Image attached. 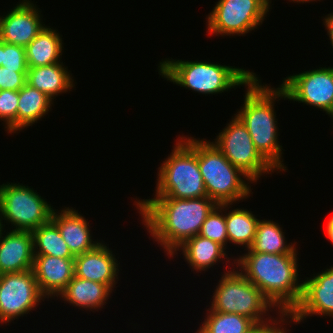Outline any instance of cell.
<instances>
[{"mask_svg": "<svg viewBox=\"0 0 333 333\" xmlns=\"http://www.w3.org/2000/svg\"><path fill=\"white\" fill-rule=\"evenodd\" d=\"M153 240L168 258L185 241L199 234L208 214L217 205L211 198L154 197L134 201Z\"/></svg>", "mask_w": 333, "mask_h": 333, "instance_id": "6da1fadb", "label": "cell"}, {"mask_svg": "<svg viewBox=\"0 0 333 333\" xmlns=\"http://www.w3.org/2000/svg\"><path fill=\"white\" fill-rule=\"evenodd\" d=\"M297 255L246 252L234 258L232 265L237 264L233 266L261 290L278 312L289 315L300 303L303 293Z\"/></svg>", "mask_w": 333, "mask_h": 333, "instance_id": "7a4b0ae2", "label": "cell"}, {"mask_svg": "<svg viewBox=\"0 0 333 333\" xmlns=\"http://www.w3.org/2000/svg\"><path fill=\"white\" fill-rule=\"evenodd\" d=\"M244 104L236 115L247 127L255 148L276 169L287 170L283 162L282 145L278 141V129L274 102L287 99L284 90L279 86L272 88L263 85L255 75L246 85Z\"/></svg>", "mask_w": 333, "mask_h": 333, "instance_id": "3957f363", "label": "cell"}, {"mask_svg": "<svg viewBox=\"0 0 333 333\" xmlns=\"http://www.w3.org/2000/svg\"><path fill=\"white\" fill-rule=\"evenodd\" d=\"M234 67V68H233ZM158 72L169 82L199 94H219L245 86L255 75L254 71L204 61L162 59Z\"/></svg>", "mask_w": 333, "mask_h": 333, "instance_id": "277c9868", "label": "cell"}, {"mask_svg": "<svg viewBox=\"0 0 333 333\" xmlns=\"http://www.w3.org/2000/svg\"><path fill=\"white\" fill-rule=\"evenodd\" d=\"M178 138L172 152L158 168L154 197H207L198 164V140L191 136Z\"/></svg>", "mask_w": 333, "mask_h": 333, "instance_id": "5b68a950", "label": "cell"}, {"mask_svg": "<svg viewBox=\"0 0 333 333\" xmlns=\"http://www.w3.org/2000/svg\"><path fill=\"white\" fill-rule=\"evenodd\" d=\"M198 164L207 197L216 204H234L252 194L251 186L248 184L253 182L210 140L198 139Z\"/></svg>", "mask_w": 333, "mask_h": 333, "instance_id": "8992f818", "label": "cell"}, {"mask_svg": "<svg viewBox=\"0 0 333 333\" xmlns=\"http://www.w3.org/2000/svg\"><path fill=\"white\" fill-rule=\"evenodd\" d=\"M234 270L235 268H231L230 271L228 270L221 275L209 308L216 312L247 316L257 325L272 321V316L269 317L268 313L275 311V307L256 285L245 278L237 269Z\"/></svg>", "mask_w": 333, "mask_h": 333, "instance_id": "52a82bcc", "label": "cell"}, {"mask_svg": "<svg viewBox=\"0 0 333 333\" xmlns=\"http://www.w3.org/2000/svg\"><path fill=\"white\" fill-rule=\"evenodd\" d=\"M54 209L37 190L17 183L0 185V220L11 223L12 230L33 231L49 222ZM8 221V222H7Z\"/></svg>", "mask_w": 333, "mask_h": 333, "instance_id": "ba28073f", "label": "cell"}, {"mask_svg": "<svg viewBox=\"0 0 333 333\" xmlns=\"http://www.w3.org/2000/svg\"><path fill=\"white\" fill-rule=\"evenodd\" d=\"M226 125L213 143L236 168L253 183L265 173L275 172L276 169L255 148L247 127L236 115Z\"/></svg>", "mask_w": 333, "mask_h": 333, "instance_id": "9c48e42d", "label": "cell"}, {"mask_svg": "<svg viewBox=\"0 0 333 333\" xmlns=\"http://www.w3.org/2000/svg\"><path fill=\"white\" fill-rule=\"evenodd\" d=\"M206 17L208 35H245L257 29L270 11L264 0H218Z\"/></svg>", "mask_w": 333, "mask_h": 333, "instance_id": "30bf717a", "label": "cell"}, {"mask_svg": "<svg viewBox=\"0 0 333 333\" xmlns=\"http://www.w3.org/2000/svg\"><path fill=\"white\" fill-rule=\"evenodd\" d=\"M45 299L33 270L0 275V323H11L28 314Z\"/></svg>", "mask_w": 333, "mask_h": 333, "instance_id": "8fae6325", "label": "cell"}, {"mask_svg": "<svg viewBox=\"0 0 333 333\" xmlns=\"http://www.w3.org/2000/svg\"><path fill=\"white\" fill-rule=\"evenodd\" d=\"M282 81L287 100L314 106L333 118V67L302 71Z\"/></svg>", "mask_w": 333, "mask_h": 333, "instance_id": "7c38bea8", "label": "cell"}, {"mask_svg": "<svg viewBox=\"0 0 333 333\" xmlns=\"http://www.w3.org/2000/svg\"><path fill=\"white\" fill-rule=\"evenodd\" d=\"M312 277L303 280L301 301L288 315L290 324L313 315L333 317V266Z\"/></svg>", "mask_w": 333, "mask_h": 333, "instance_id": "4fadbf2b", "label": "cell"}, {"mask_svg": "<svg viewBox=\"0 0 333 333\" xmlns=\"http://www.w3.org/2000/svg\"><path fill=\"white\" fill-rule=\"evenodd\" d=\"M38 9L31 0H20L6 15H0L1 40L26 47L46 26Z\"/></svg>", "mask_w": 333, "mask_h": 333, "instance_id": "5bb4252c", "label": "cell"}, {"mask_svg": "<svg viewBox=\"0 0 333 333\" xmlns=\"http://www.w3.org/2000/svg\"><path fill=\"white\" fill-rule=\"evenodd\" d=\"M118 260L102 241L94 249L74 258L75 276L107 285L114 291L119 275Z\"/></svg>", "mask_w": 333, "mask_h": 333, "instance_id": "9a60e30c", "label": "cell"}, {"mask_svg": "<svg viewBox=\"0 0 333 333\" xmlns=\"http://www.w3.org/2000/svg\"><path fill=\"white\" fill-rule=\"evenodd\" d=\"M0 231V275L32 270L34 245L32 231ZM4 235V236H3Z\"/></svg>", "mask_w": 333, "mask_h": 333, "instance_id": "2e32d148", "label": "cell"}, {"mask_svg": "<svg viewBox=\"0 0 333 333\" xmlns=\"http://www.w3.org/2000/svg\"><path fill=\"white\" fill-rule=\"evenodd\" d=\"M34 271L42 295L49 299L65 289L75 276L74 258H59L50 255H34Z\"/></svg>", "mask_w": 333, "mask_h": 333, "instance_id": "e0dca14e", "label": "cell"}, {"mask_svg": "<svg viewBox=\"0 0 333 333\" xmlns=\"http://www.w3.org/2000/svg\"><path fill=\"white\" fill-rule=\"evenodd\" d=\"M51 220L57 225L71 253L76 256L94 249L101 242L93 241L89 222L74 208L54 209Z\"/></svg>", "mask_w": 333, "mask_h": 333, "instance_id": "ac0fdd59", "label": "cell"}, {"mask_svg": "<svg viewBox=\"0 0 333 333\" xmlns=\"http://www.w3.org/2000/svg\"><path fill=\"white\" fill-rule=\"evenodd\" d=\"M111 293L105 284L74 276L58 296L79 309L98 311L107 303Z\"/></svg>", "mask_w": 333, "mask_h": 333, "instance_id": "d6986e66", "label": "cell"}, {"mask_svg": "<svg viewBox=\"0 0 333 333\" xmlns=\"http://www.w3.org/2000/svg\"><path fill=\"white\" fill-rule=\"evenodd\" d=\"M63 62L28 68L26 83L54 100L56 96L72 91L74 79Z\"/></svg>", "mask_w": 333, "mask_h": 333, "instance_id": "ffe728a7", "label": "cell"}, {"mask_svg": "<svg viewBox=\"0 0 333 333\" xmlns=\"http://www.w3.org/2000/svg\"><path fill=\"white\" fill-rule=\"evenodd\" d=\"M227 248L215 242L213 240L202 237L201 235H196L187 241H185L176 251L170 256L173 257L181 250L184 259L189 264L190 268L195 270V272L207 271L209 268L224 259H227L229 263L230 259L227 257L228 254L225 251ZM226 257V258H225Z\"/></svg>", "mask_w": 333, "mask_h": 333, "instance_id": "44dd1931", "label": "cell"}, {"mask_svg": "<svg viewBox=\"0 0 333 333\" xmlns=\"http://www.w3.org/2000/svg\"><path fill=\"white\" fill-rule=\"evenodd\" d=\"M58 30L45 26L25 47L28 68L60 63L63 46Z\"/></svg>", "mask_w": 333, "mask_h": 333, "instance_id": "7402d4cb", "label": "cell"}, {"mask_svg": "<svg viewBox=\"0 0 333 333\" xmlns=\"http://www.w3.org/2000/svg\"><path fill=\"white\" fill-rule=\"evenodd\" d=\"M53 102L46 94L26 83L19 90L17 132L41 120L51 110Z\"/></svg>", "mask_w": 333, "mask_h": 333, "instance_id": "603a6c76", "label": "cell"}, {"mask_svg": "<svg viewBox=\"0 0 333 333\" xmlns=\"http://www.w3.org/2000/svg\"><path fill=\"white\" fill-rule=\"evenodd\" d=\"M233 204H224V213L226 219V229L228 234V242L234 245L246 247L249 249L255 239L257 225L260 219L244 208H232ZM245 245V246H244Z\"/></svg>", "mask_w": 333, "mask_h": 333, "instance_id": "cb8c5ba5", "label": "cell"}, {"mask_svg": "<svg viewBox=\"0 0 333 333\" xmlns=\"http://www.w3.org/2000/svg\"><path fill=\"white\" fill-rule=\"evenodd\" d=\"M284 233L282 227L273 220H259L255 239L246 251L269 254L298 253L296 242L287 244Z\"/></svg>", "mask_w": 333, "mask_h": 333, "instance_id": "d4e9b609", "label": "cell"}, {"mask_svg": "<svg viewBox=\"0 0 333 333\" xmlns=\"http://www.w3.org/2000/svg\"><path fill=\"white\" fill-rule=\"evenodd\" d=\"M204 322L196 333H249L257 324L247 316L207 309Z\"/></svg>", "mask_w": 333, "mask_h": 333, "instance_id": "484cf974", "label": "cell"}, {"mask_svg": "<svg viewBox=\"0 0 333 333\" xmlns=\"http://www.w3.org/2000/svg\"><path fill=\"white\" fill-rule=\"evenodd\" d=\"M34 255L75 258L69 250L57 225L50 220L32 231Z\"/></svg>", "mask_w": 333, "mask_h": 333, "instance_id": "4316f807", "label": "cell"}, {"mask_svg": "<svg viewBox=\"0 0 333 333\" xmlns=\"http://www.w3.org/2000/svg\"><path fill=\"white\" fill-rule=\"evenodd\" d=\"M204 238L218 242L225 248L228 243L224 204L216 205L208 214L199 232Z\"/></svg>", "mask_w": 333, "mask_h": 333, "instance_id": "83f0119b", "label": "cell"}, {"mask_svg": "<svg viewBox=\"0 0 333 333\" xmlns=\"http://www.w3.org/2000/svg\"><path fill=\"white\" fill-rule=\"evenodd\" d=\"M19 91L0 90V120L4 121L7 133H17V109Z\"/></svg>", "mask_w": 333, "mask_h": 333, "instance_id": "f1b7e54d", "label": "cell"}, {"mask_svg": "<svg viewBox=\"0 0 333 333\" xmlns=\"http://www.w3.org/2000/svg\"><path fill=\"white\" fill-rule=\"evenodd\" d=\"M2 66L10 69H28L25 47L2 41Z\"/></svg>", "mask_w": 333, "mask_h": 333, "instance_id": "f546056e", "label": "cell"}, {"mask_svg": "<svg viewBox=\"0 0 333 333\" xmlns=\"http://www.w3.org/2000/svg\"><path fill=\"white\" fill-rule=\"evenodd\" d=\"M27 71L0 66V90L19 91L26 84Z\"/></svg>", "mask_w": 333, "mask_h": 333, "instance_id": "4dcf8cb0", "label": "cell"}, {"mask_svg": "<svg viewBox=\"0 0 333 333\" xmlns=\"http://www.w3.org/2000/svg\"><path fill=\"white\" fill-rule=\"evenodd\" d=\"M277 313L279 314V317H277V318L275 317V319L273 317L272 321L265 323V324L257 325L249 333H287L288 330H286L285 327L283 328V326L285 325L286 322L288 323L289 316H288V314H285L282 312H277ZM277 319H279V320H277ZM279 324H282L283 326L279 325Z\"/></svg>", "mask_w": 333, "mask_h": 333, "instance_id": "1f68e13d", "label": "cell"}, {"mask_svg": "<svg viewBox=\"0 0 333 333\" xmlns=\"http://www.w3.org/2000/svg\"><path fill=\"white\" fill-rule=\"evenodd\" d=\"M323 24L327 29V35H329L330 44L333 48V12L324 17Z\"/></svg>", "mask_w": 333, "mask_h": 333, "instance_id": "d6a6232c", "label": "cell"}, {"mask_svg": "<svg viewBox=\"0 0 333 333\" xmlns=\"http://www.w3.org/2000/svg\"><path fill=\"white\" fill-rule=\"evenodd\" d=\"M326 234L330 242L333 244V215L327 221Z\"/></svg>", "mask_w": 333, "mask_h": 333, "instance_id": "836d02e7", "label": "cell"}, {"mask_svg": "<svg viewBox=\"0 0 333 333\" xmlns=\"http://www.w3.org/2000/svg\"><path fill=\"white\" fill-rule=\"evenodd\" d=\"M289 1H293L295 3H302L303 4V3H309V2H312V1H316V0H289Z\"/></svg>", "mask_w": 333, "mask_h": 333, "instance_id": "e575fe53", "label": "cell"}, {"mask_svg": "<svg viewBox=\"0 0 333 333\" xmlns=\"http://www.w3.org/2000/svg\"><path fill=\"white\" fill-rule=\"evenodd\" d=\"M0 66H2V40L0 38Z\"/></svg>", "mask_w": 333, "mask_h": 333, "instance_id": "d590c367", "label": "cell"}, {"mask_svg": "<svg viewBox=\"0 0 333 333\" xmlns=\"http://www.w3.org/2000/svg\"><path fill=\"white\" fill-rule=\"evenodd\" d=\"M269 6H271V0H264Z\"/></svg>", "mask_w": 333, "mask_h": 333, "instance_id": "8d00e7d4", "label": "cell"}]
</instances>
